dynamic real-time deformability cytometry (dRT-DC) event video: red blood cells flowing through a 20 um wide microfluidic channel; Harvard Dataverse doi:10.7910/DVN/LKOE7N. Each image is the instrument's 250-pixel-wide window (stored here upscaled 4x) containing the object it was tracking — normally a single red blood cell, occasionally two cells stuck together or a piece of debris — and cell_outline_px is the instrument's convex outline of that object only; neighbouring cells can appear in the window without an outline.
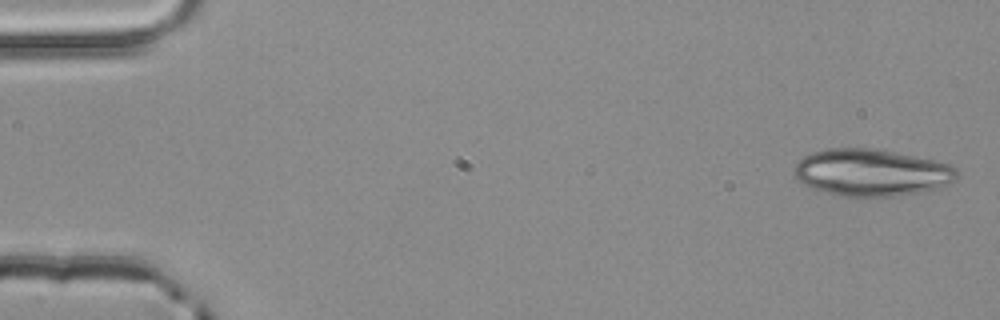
{"species": "common noctule bat (a hibernating species)", "species_latin": "Nyctalus noctula", "temperature_condition": "room temperature", "stored_images_in_passage": 3, "camera_frame_rate_fps": 3000, "um_per_image_px": 0.085, "animal": {"sex": "male", "body_mass_g": 20.4}, "frame": {"image": 1, "passage_image": 1, "time_ms": 0.0, "image_size_px": [1000, 320], "cell_outline_px": [[960, 172], [956, 180], [940, 188], [924, 192], [892, 196], [840, 196], [812, 188], [796, 180], [792, 168], [804, 156], [812, 152], [828, 148], [872, 148], [936, 160], [948, 164], [956, 168]], "centroid_in_image_um": [74.09, 14.67], "position_along_channel_um": 10.9, "area_um2": 44.85}}